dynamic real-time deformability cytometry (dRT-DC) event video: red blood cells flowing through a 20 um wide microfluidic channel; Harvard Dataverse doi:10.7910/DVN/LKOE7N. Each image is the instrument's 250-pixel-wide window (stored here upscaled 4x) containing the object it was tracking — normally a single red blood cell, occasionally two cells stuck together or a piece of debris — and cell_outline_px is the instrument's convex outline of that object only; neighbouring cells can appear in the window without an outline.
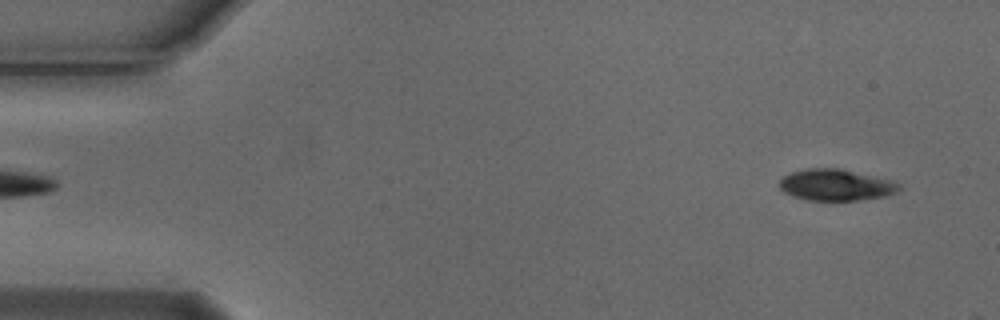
{"species": "Egyptian fruit bat (a non-hibernating species)", "species_latin": "Rousettus aegyptiacus", "temperature_condition": "cold", "stored_images_in_passage": 9, "camera_frame_rate_fps": 3000, "um_per_image_px": 0.085, "animal": {"sex": "male"}, "frame": {"image": 1, "passage_image": 3, "time_ms": 0.667, "image_size_px": [1000, 320], "cell_outline_px": [[904, 188], [896, 192], [884, 196], [856, 200], [808, 200], [792, 196], [784, 192], [780, 188], [780, 180], [784, 176], [792, 172], [808, 168], [840, 168], [892, 180], [900, 184]], "centroid_in_image_um": [71.07, 15.71], "position_along_channel_um": 13.9, "area_um2": 21.85}}